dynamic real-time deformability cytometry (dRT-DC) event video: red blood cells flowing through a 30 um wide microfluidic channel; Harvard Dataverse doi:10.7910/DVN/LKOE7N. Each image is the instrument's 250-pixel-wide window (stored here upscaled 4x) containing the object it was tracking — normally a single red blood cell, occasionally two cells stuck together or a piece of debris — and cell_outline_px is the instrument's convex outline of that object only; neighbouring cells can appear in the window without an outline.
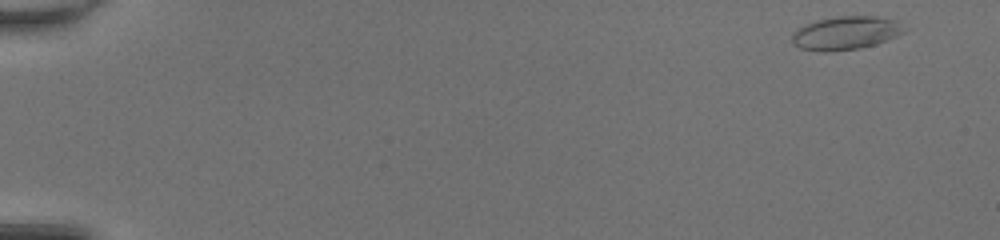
{"species": "common noctule bat (a hibernating species)", "species_latin": "Nyctalus noctula", "temperature_condition": "room temperature", "stored_images_in_passage": 48, "camera_frame_rate_fps": 3000, "um_per_image_px": 0.085, "animal": {"sex": "female", "body_mass_g": 20.0, "forearm_length_mm": 54.0}, "frame": {"image": 1, "passage_image": 1, "time_ms": 0.0, "image_size_px": [1000, 240], "cell_outline_px": [[908, 28], [904, 32], [888, 40], [876, 44], [860, 48], [828, 52], [824, 52], [800, 48], [792, 44], [792, 32], [804, 24], [816, 20], [836, 16], [876, 16], [896, 20]], "centroid_in_image_um": [71.89, 2.8], "position_along_channel_um": 13.1, "area_um2": 22.14}}
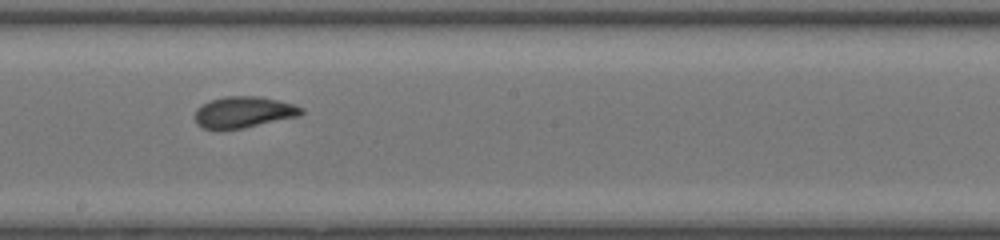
{"frame": {"image": 2, "passage_image": 28, "time_ms": 9.0, "image_size_px": [1000, 240], "cell_outline_px": [[304, 112], [300, 116], [244, 128], [200, 128], [196, 124], [196, 108], [212, 100], [224, 96], [256, 96], [276, 100], [292, 104], [304, 108]], "centroid_in_image_um": [20.73, 9.53], "position_along_channel_um": 227.5, "area_um2": 19.13}}
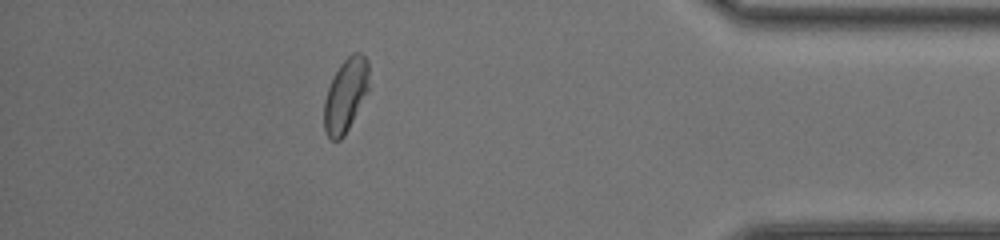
{"frame": {"image": 3, "passage_image": 43, "time_ms": 14.0, "image_size_px": [1000, 240], "cell_outline_px": [[368, 88], [344, 136], [340, 140], [332, 140], [324, 132], [324, 100], [328, 88], [340, 64], [352, 52], [360, 52], [368, 60]], "centroid_in_image_um": [29.35, 8.08], "position_along_channel_um": 405.8, "area_um2": 18.79}, "authors_computed_cell_mechanics": {"area_um2": 19.7965, "velocity_mm_per_s": 4.2556, "shape_relaxation_time_tau1_ms": 5.8975, "shape_relaxation_time_tau2_ms": 1.2117, "deformation_change_tau1": 0.1564, "deformation_change_tau2": 0.0543}}